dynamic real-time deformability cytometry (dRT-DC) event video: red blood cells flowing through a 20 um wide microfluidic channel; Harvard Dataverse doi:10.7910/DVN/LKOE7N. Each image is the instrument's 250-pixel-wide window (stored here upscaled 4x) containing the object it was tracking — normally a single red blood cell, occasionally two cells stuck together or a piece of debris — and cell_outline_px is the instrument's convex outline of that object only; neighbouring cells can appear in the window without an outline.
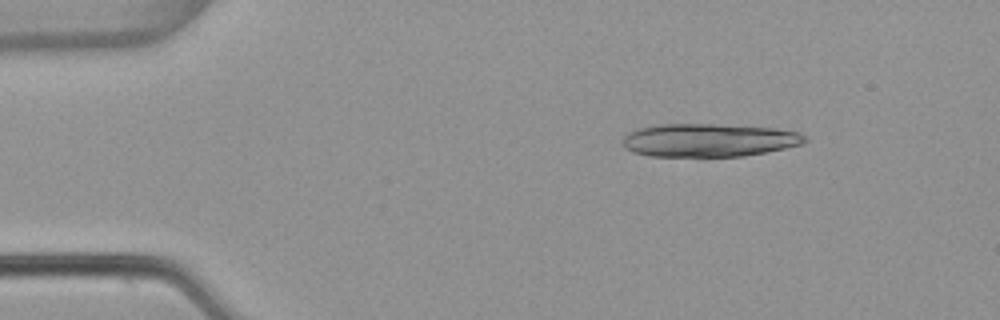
{"species": "common noctule bat (a hibernating species)", "species_latin": "Nyctalus noctula", "temperature_condition": "warm", "stored_images_in_passage": 19, "camera_frame_rate_fps": 3000, "um_per_image_px": 0.085, "animal": {"sex": "female", "body_mass_g": 22.7, "forearm_length_mm": 54.2}, "frame": {"image": 1, "passage_image": 6, "time_ms": 1.667, "image_size_px": [1000, 320], "cell_outline_px": [[808, 140], [804, 144], [744, 156], [648, 156], [632, 152], [624, 148], [624, 136], [628, 132], [636, 128], [660, 124], [716, 124], [776, 128], [796, 132], [808, 136]], "centroid_in_image_um": [60.25, 11.91], "position_along_channel_um": 24.8, "area_um2": 35.37}}